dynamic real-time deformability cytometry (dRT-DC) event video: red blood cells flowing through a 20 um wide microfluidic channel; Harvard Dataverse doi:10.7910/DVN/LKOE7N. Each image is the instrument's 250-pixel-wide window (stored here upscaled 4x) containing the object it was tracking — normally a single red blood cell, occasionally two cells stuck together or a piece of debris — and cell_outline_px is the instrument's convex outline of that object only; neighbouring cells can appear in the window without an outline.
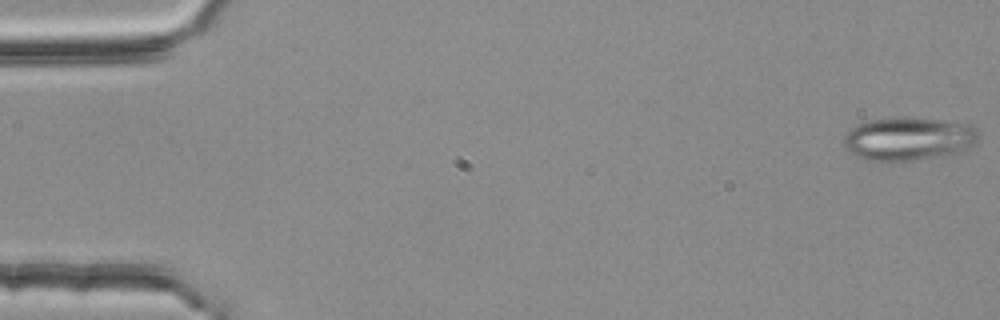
{"species": "common noctule bat (a hibernating species)", "species_latin": "Nyctalus noctula", "temperature_condition": "room temperature", "stored_images_in_passage": 54, "camera_frame_rate_fps": 3000, "um_per_image_px": 0.085, "animal": {"sex": "female", "body_mass_g": 25.1}, "frame": {"image": 1, "passage_image": 1, "time_ms": 0.0, "image_size_px": [1000, 320], "cell_outline_px": [[980, 136], [972, 144], [952, 152], [940, 156], [896, 164], [884, 164], [868, 160], [856, 156], [844, 148], [844, 136], [852, 128], [860, 124], [872, 120], [904, 116], [944, 120], [972, 124], [980, 132]], "centroid_in_image_um": [77.18, 11.82], "position_along_channel_um": 7.8, "area_um2": 34.56}}
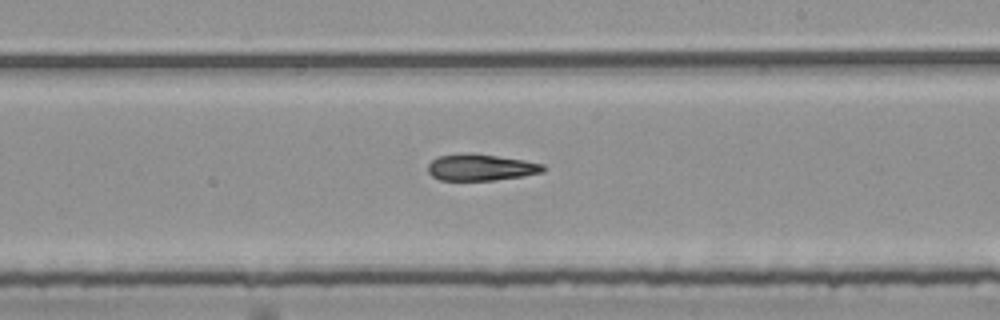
{"frame": {"image": 2, "passage_image": 32, "time_ms": 10.333, "image_size_px": [1000, 320], "cell_outline_px": [[544, 172], [524, 176], [496, 180], [440, 180], [432, 176], [428, 172], [428, 164], [432, 160], [440, 156], [464, 152], [468, 152], [524, 160], [544, 164]], "centroid_in_image_um": [40.87, 14.22], "position_along_channel_um": 248.1, "area_um2": 17.86}}
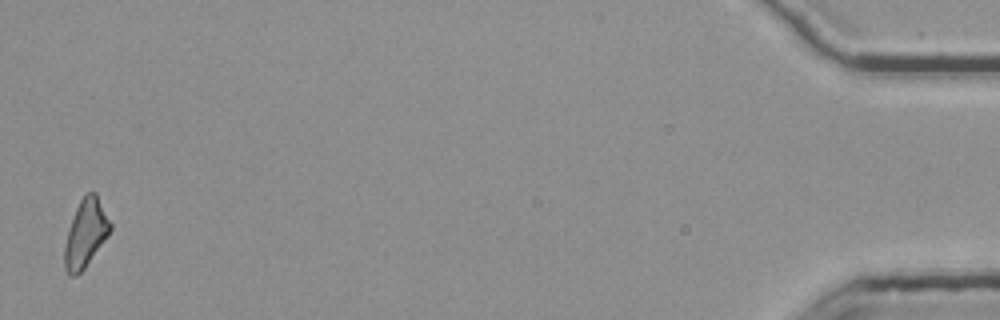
{"frame": {"image": 3, "passage_image": 54, "time_ms": 17.667, "image_size_px": [1000, 320], "cell_outline_px": [[112, 228], [108, 236], [84, 268], [76, 276], [68, 276], [64, 268], [64, 244], [76, 208], [84, 192], [96, 192], [112, 224]], "centroid_in_image_um": [7.28, 19.83], "position_along_channel_um": 427.9, "area_um2": 18.09}, "authors_computed_cell_mechanics": {"area_um2": 18.4382, "velocity_mm_per_s": 3.7737, "shape_relaxation_time_tau1_ms": null, "shape_relaxation_time_tau2_ms": 6.4688, "deformation_change_tau1": null, "deformation_change_tau2": 0.1847}}